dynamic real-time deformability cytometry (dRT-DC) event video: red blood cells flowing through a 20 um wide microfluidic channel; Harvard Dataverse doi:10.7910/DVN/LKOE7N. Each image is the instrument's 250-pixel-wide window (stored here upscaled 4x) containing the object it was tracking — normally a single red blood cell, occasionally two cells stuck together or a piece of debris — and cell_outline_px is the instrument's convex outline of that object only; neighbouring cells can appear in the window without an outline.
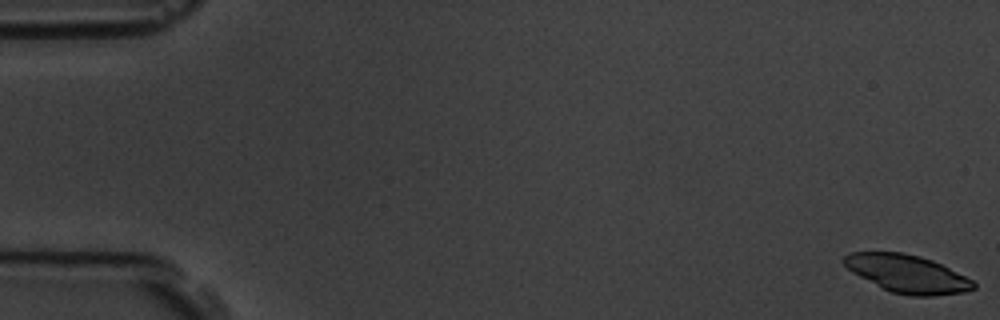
{"species": "common noctule bat (a hibernating species)", "species_latin": "Nyctalus noctula", "temperature_condition": "room temperature", "stored_images_in_passage": 6, "camera_frame_rate_fps": 3000, "um_per_image_px": 0.085, "animal": {"sex": "male", "body_mass_g": 19.5, "forearm_length_mm": 54.6}, "frame": {"image": 1, "passage_image": 1, "time_ms": 0.0, "image_size_px": [1000, 320], "cell_outline_px": [[976, 288], [964, 292], [932, 296], [912, 296], [892, 292], [852, 272], [844, 264], [844, 256], [852, 252], [904, 252], [920, 256], [932, 260], [972, 280], [976, 284]], "centroid_in_image_um": [77.14, 23.27], "position_along_channel_um": 7.9, "area_um2": 28.09}}